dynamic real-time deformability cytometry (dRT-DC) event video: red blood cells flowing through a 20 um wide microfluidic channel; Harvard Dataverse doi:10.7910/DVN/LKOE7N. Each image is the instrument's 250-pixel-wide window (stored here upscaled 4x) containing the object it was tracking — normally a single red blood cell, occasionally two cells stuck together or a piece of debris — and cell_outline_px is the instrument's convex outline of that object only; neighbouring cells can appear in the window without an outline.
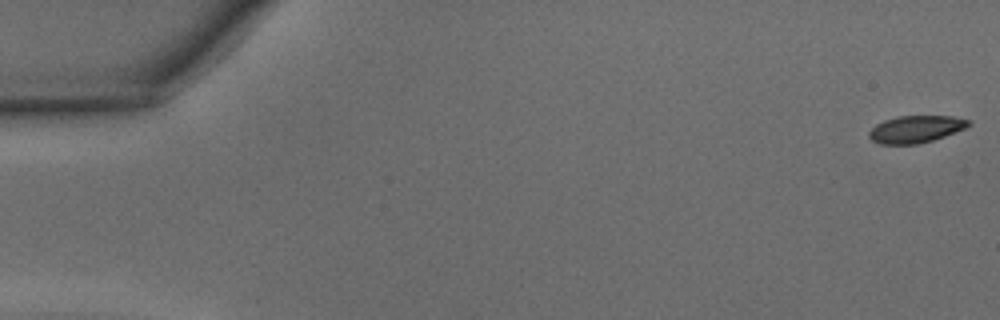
{"species": "common noctule bat (a hibernating species)", "species_latin": "Nyctalus noctula", "temperature_condition": "warm", "stored_images_in_passage": 47, "camera_frame_rate_fps": 3000, "um_per_image_px": 0.085, "animal": {"sex": "male", "body_mass_g": 15.6}, "frame": {"image": 1, "passage_image": 1, "time_ms": 0.0, "image_size_px": [1000, 320], "cell_outline_px": [[972, 124], [968, 128], [932, 140], [916, 144], [880, 144], [872, 140], [868, 136], [868, 132], [876, 124], [884, 120], [900, 116], [952, 116], [972, 120]], "centroid_in_image_um": [77.88, 10.97], "position_along_channel_um": 7.1, "area_um2": 15.84}}
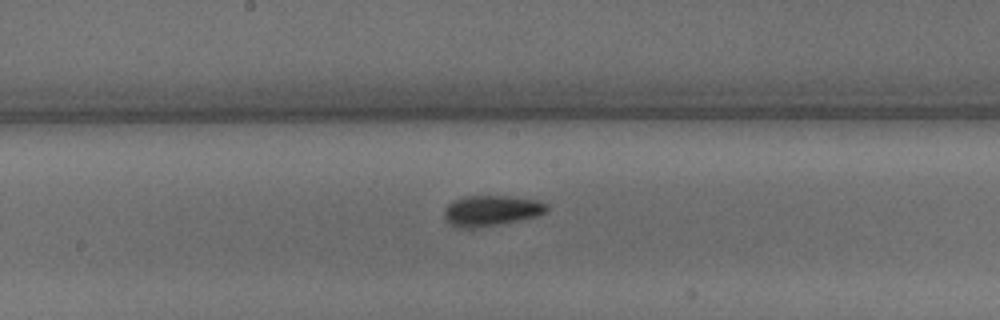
{"frame": {"image": 2, "passage_image": 25, "time_ms": 8.0, "image_size_px": [1000, 320], "cell_outline_px": [[548, 212], [536, 216], [500, 224], [476, 228], [456, 228], [444, 220], [444, 208], [448, 204], [464, 196], [508, 196], [536, 200], [548, 204]], "centroid_in_image_um": [41.73, 17.91], "position_along_channel_um": 206.5, "area_um2": 18.38}}
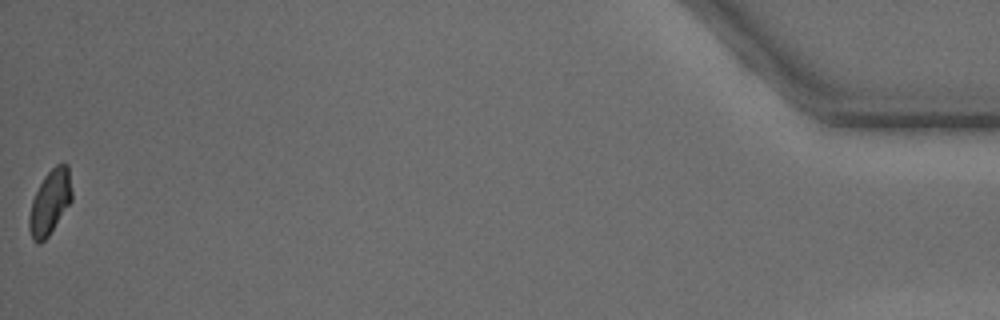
{"frame": {"image": 3, "passage_image": 47, "time_ms": 15.333, "image_size_px": [1000, 320], "cell_outline_px": [[72, 200], [48, 236], [40, 244], [36, 244], [32, 240], [28, 228], [28, 216], [32, 200], [44, 176], [56, 164], [68, 164], [72, 192]], "centroid_in_image_um": [4.23, 17.22], "position_along_channel_um": 431.0, "area_um2": 16.07}, "authors_computed_cell_mechanics": {"area_um2": 17.1088, "velocity_mm_per_s": 4.3539, "shape_relaxation_time_tau1_ms": 3.6485, "shape_relaxation_time_tau2_ms": 2.9976, "deformation_change_tau1": 0.1091, "deformation_change_tau2": 0.0693}}